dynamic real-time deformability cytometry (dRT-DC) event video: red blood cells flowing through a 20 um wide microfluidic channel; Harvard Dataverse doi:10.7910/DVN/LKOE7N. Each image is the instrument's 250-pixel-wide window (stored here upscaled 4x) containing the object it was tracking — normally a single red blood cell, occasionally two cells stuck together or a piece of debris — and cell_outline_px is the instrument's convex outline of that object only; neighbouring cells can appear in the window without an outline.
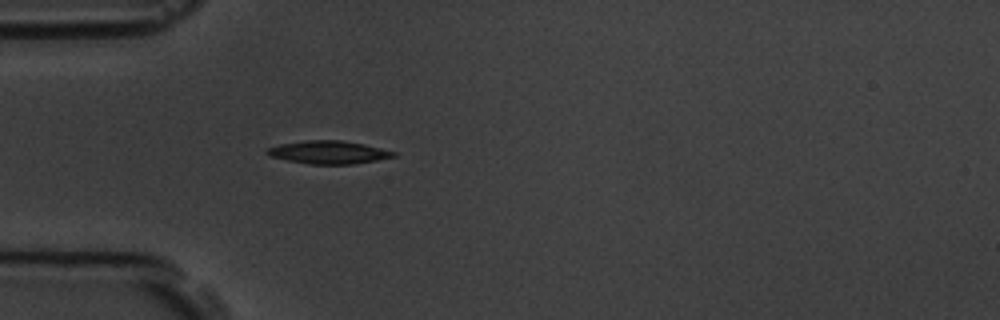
{"species": "common noctule bat (a hibernating species)", "species_latin": "Nyctalus noctula", "temperature_condition": "room temperature", "stored_images_in_passage": 4, "camera_frame_rate_fps": 3000, "um_per_image_px": 0.085, "animal": {"sex": "male", "body_mass_g": 19.5, "forearm_length_mm": 54.6}, "frame": {"image": 1, "passage_image": 4, "time_ms": 3.333, "image_size_px": [1000, 320], "cell_outline_px": [[396, 156], [376, 160], [352, 164], [308, 164], [288, 160], [272, 156], [264, 152], [268, 148], [280, 144], [304, 140], [340, 140], [364, 144], [396, 152]], "centroid_in_image_um": [27.92, 12.94], "position_along_channel_um": 57.1, "area_um2": 16.76}}